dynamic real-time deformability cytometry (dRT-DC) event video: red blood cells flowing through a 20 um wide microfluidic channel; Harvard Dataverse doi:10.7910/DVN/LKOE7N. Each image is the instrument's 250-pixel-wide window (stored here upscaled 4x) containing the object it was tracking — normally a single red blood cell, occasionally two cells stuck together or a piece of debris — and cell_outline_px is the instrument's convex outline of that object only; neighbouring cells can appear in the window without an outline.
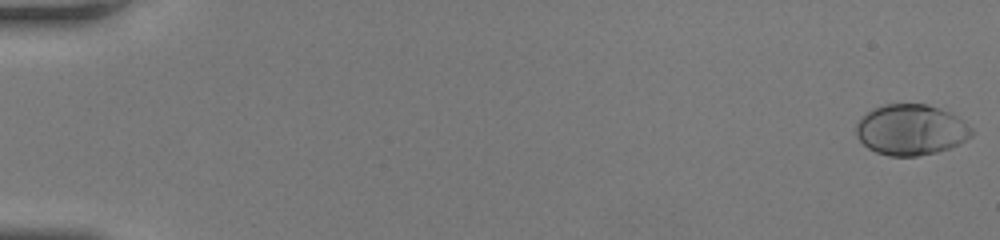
{"species": "human", "species_latin": "Homo sapiens", "temperature_condition": "room temperature", "stored_images_in_passage": 51, "camera_frame_rate_fps": 3000, "um_per_image_px": 0.085, "donor": {"sex": "female"}, "frame": {"image": 1, "passage_image": 1, "time_ms": 0.0, "image_size_px": [1000, 240], "cell_outline_px": [[972, 136], [948, 148], [936, 152], [916, 156], [888, 156], [876, 152], [868, 148], [856, 136], [856, 124], [868, 112], [884, 104], [928, 104], [948, 112], [956, 116], [972, 128]], "centroid_in_image_um": [77.41, 11.04], "position_along_channel_um": 7.6, "area_um2": 33.7}}
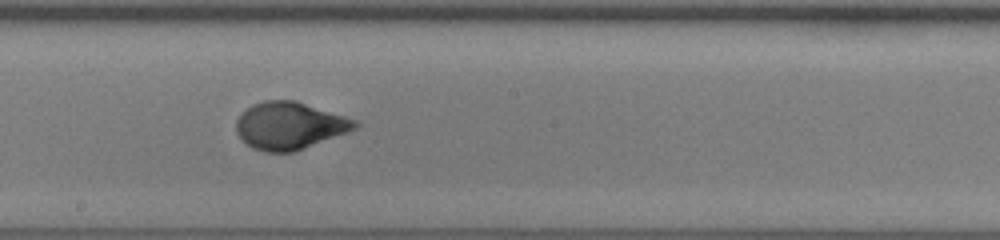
{"frame": {"image": 2, "passage_image": 30, "time_ms": 9.667, "image_size_px": [1000, 240], "cell_outline_px": [[360, 124], [356, 128], [348, 132], [296, 152], [264, 152], [252, 148], [236, 132], [236, 120], [252, 104], [264, 100], [296, 100], [356, 120]], "centroid_in_image_um": [24.63, 10.69], "position_along_channel_um": 223.6, "area_um2": 32.71}}
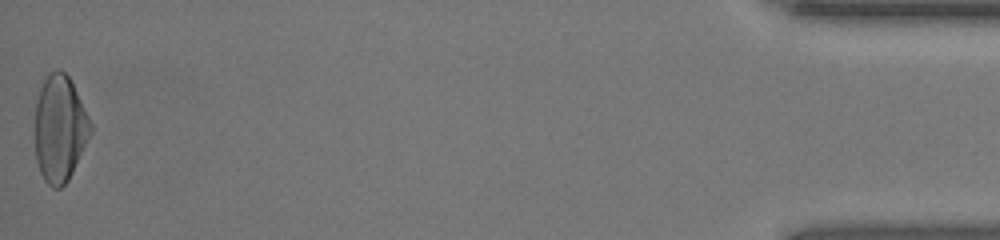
{"frame": {"image": 3, "passage_image": 51, "time_ms": 16.667, "image_size_px": [1000, 240], "cell_outline_px": [[92, 132], [68, 180], [60, 188], [52, 188], [44, 180], [40, 172], [36, 160], [36, 100], [40, 88], [48, 72], [60, 68], [68, 76], [92, 124]], "centroid_in_image_um": [5.07, 10.93], "position_along_channel_um": 430.1, "area_um2": 34.16}, "authors_computed_cell_mechanics": {"area_um2": 32.5414, "velocity_mm_per_s": 4.2394, "shape_relaxation_time_tau1_ms": 4.9636, "shape_relaxation_time_tau2_ms": null, "deformation_change_tau1": 0.2142, "deformation_change_tau2": null}}